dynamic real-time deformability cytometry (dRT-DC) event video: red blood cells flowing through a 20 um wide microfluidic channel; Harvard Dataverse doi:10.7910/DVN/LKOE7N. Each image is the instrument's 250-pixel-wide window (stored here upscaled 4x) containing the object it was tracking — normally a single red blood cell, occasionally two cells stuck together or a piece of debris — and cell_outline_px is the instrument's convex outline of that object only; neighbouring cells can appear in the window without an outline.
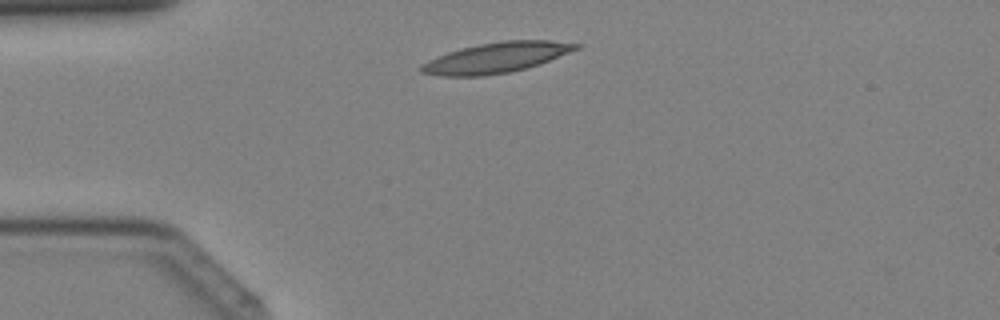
{"species": "Egyptian fruit bat (a non-hibernating species)", "species_latin": "Rousettus aegyptiacus", "temperature_condition": "cold", "stored_images_in_passage": 27, "camera_frame_rate_fps": 3000, "um_per_image_px": 0.085, "animal": {"sex": "female"}, "frame": {"image": 1, "passage_image": 4, "time_ms": 1.0, "image_size_px": [1000, 320], "cell_outline_px": [[584, 44], [580, 48], [548, 60], [524, 68], [508, 72], [484, 76], [440, 76], [420, 72], [420, 64], [436, 56], [460, 48], [480, 44], [504, 40], [552, 40]], "centroid_in_image_um": [42.15, 4.89], "position_along_channel_um": 42.8, "area_um2": 27.22}}
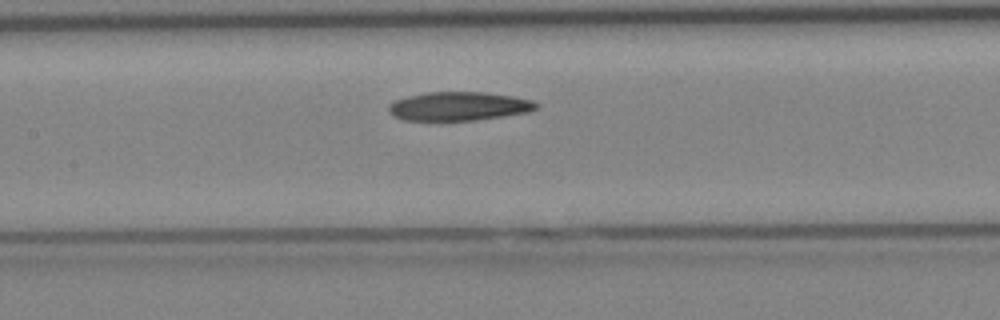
{"frame": {"image": 2, "passage_image": 13, "time_ms": 4.0, "image_size_px": [1000, 320], "cell_outline_px": [[540, 108], [528, 112], [476, 120], [400, 120], [392, 116], [388, 112], [388, 104], [396, 100], [408, 96], [428, 92], [484, 92], [512, 96], [532, 100], [540, 104]], "centroid_in_image_um": [38.99, 9.03], "position_along_channel_um": 168.4, "area_um2": 24.85}}
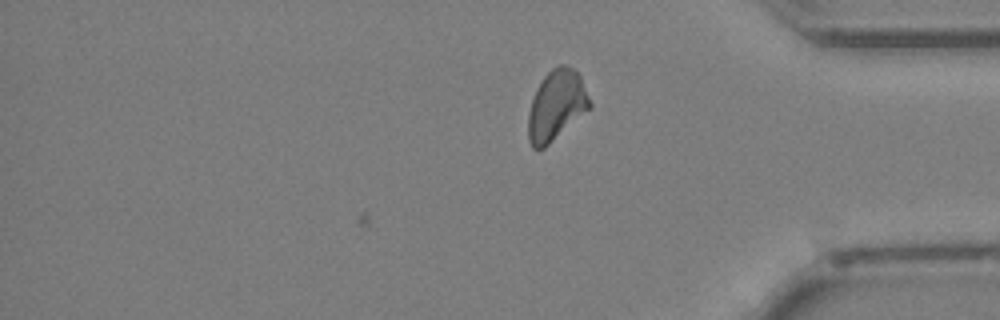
{"frame": {"image": 3, "passage_image": 27, "time_ms": 8.667, "image_size_px": [1000, 320], "cell_outline_px": [[592, 108], [544, 148], [532, 148], [528, 140], [528, 116], [532, 100], [536, 88], [544, 76], [552, 68], [560, 64], [564, 64], [572, 68], [580, 76], [592, 104]], "centroid_in_image_um": [47.3, 8.96], "position_along_channel_um": 387.9, "area_um2": 25.2}}